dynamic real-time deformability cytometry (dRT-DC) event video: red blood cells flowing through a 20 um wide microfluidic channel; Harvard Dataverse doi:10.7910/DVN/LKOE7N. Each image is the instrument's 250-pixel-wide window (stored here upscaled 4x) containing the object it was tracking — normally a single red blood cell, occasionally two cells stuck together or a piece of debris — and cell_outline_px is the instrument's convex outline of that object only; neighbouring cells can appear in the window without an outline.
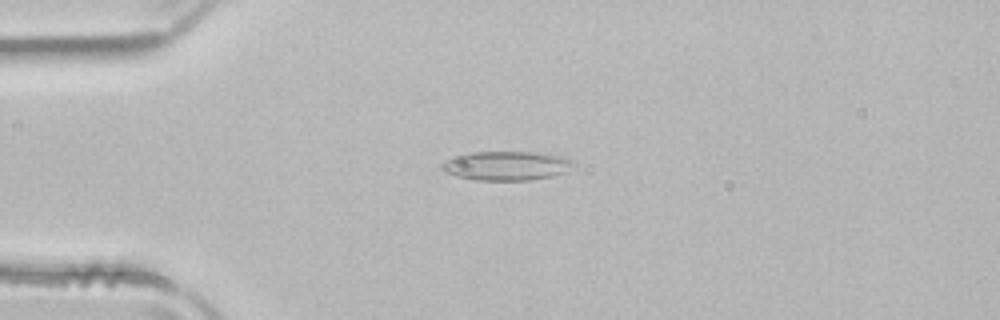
{"species": "common noctule bat (a hibernating species)", "species_latin": "Nyctalus noctula", "temperature_condition": "room temperature", "stored_images_in_passage": 50, "camera_frame_rate_fps": 3000, "um_per_image_px": 0.085, "animal": {"sex": "male", "body_mass_g": 21.5, "forearm_length_mm": 52.0}, "frame": {"image": 1, "passage_image": 12, "time_ms": 3.667, "image_size_px": [1000, 320], "cell_outline_px": [[576, 164], [564, 172], [552, 176], [528, 180], [476, 180], [456, 176], [444, 172], [440, 168], [440, 164], [456, 156], [472, 152], [540, 152], [564, 156], [576, 160]], "centroid_in_image_um": [43.09, 14.08], "position_along_channel_um": 41.9, "area_um2": 22.48}}
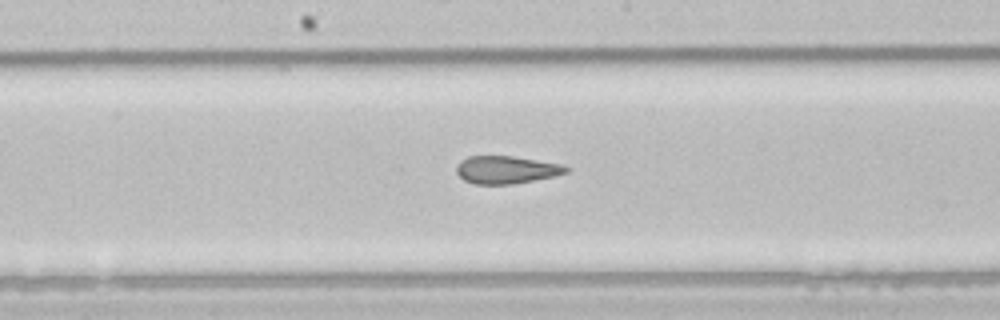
{"frame": {"image": 2, "passage_image": 26, "time_ms": 8.333, "image_size_px": [1000, 320], "cell_outline_px": [[572, 168], [568, 172], [556, 176], [512, 184], [476, 184], [464, 180], [456, 172], [456, 168], [460, 160], [468, 156], [512, 156], [560, 164]], "centroid_in_image_um": [43.04, 14.43], "position_along_channel_um": 205.2, "area_um2": 17.69}}
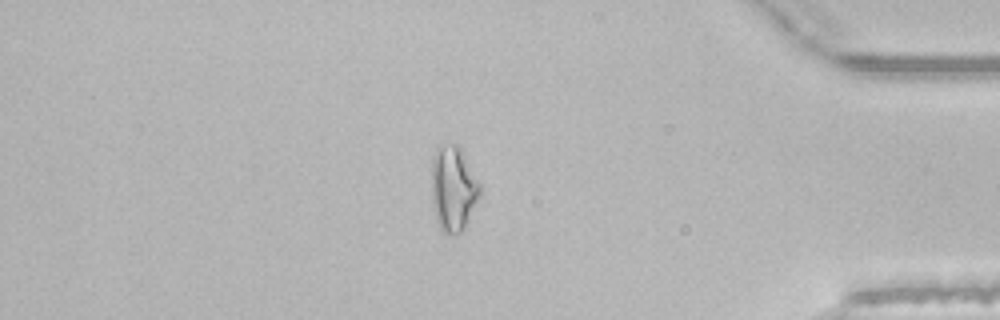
{"frame": {"image": 3, "passage_image": 43, "time_ms": 14.0, "image_size_px": [1000, 320], "cell_outline_px": [[480, 196], [464, 228], [456, 236], [452, 236], [444, 232], [440, 228], [436, 220], [432, 208], [432, 156], [436, 148], [440, 144], [456, 144], [460, 148], [480, 184]], "centroid_in_image_um": [38.5, 16.05], "position_along_channel_um": 396.7, "area_um2": 24.1}, "authors_computed_cell_mechanics": {"area_um2": 20.8947, "velocity_mm_per_s": 3.9743, "shape_relaxation_time_tau1_ms": null, "shape_relaxation_time_tau2_ms": 1.1092, "deformation_change_tau1": null, "deformation_change_tau2": 0.0858}}